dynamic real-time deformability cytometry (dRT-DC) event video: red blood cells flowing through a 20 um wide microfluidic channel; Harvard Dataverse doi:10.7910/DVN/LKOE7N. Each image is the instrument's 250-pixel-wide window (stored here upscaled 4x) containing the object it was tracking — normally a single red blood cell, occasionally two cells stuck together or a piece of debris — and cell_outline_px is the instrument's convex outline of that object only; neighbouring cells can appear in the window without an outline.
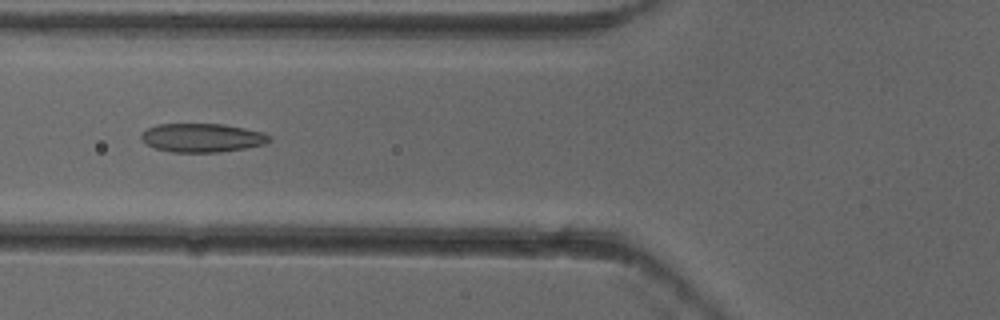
{"species": "common noctule bat (a hibernating species)", "species_latin": "Nyctalus noctula", "temperature_condition": "cold", "stored_images_in_passage": 6, "camera_frame_rate_fps": 3000, "um_per_image_px": 0.085, "animal": {"sex": "female"}, "frame": {"image": 1, "passage_image": 6, "time_ms": 1.667, "image_size_px": [1000, 320], "cell_outline_px": [[272, 140], [264, 144], [244, 148], [220, 152], [172, 152], [156, 148], [140, 140], [140, 132], [156, 124], [224, 124], [264, 132], [272, 136]], "centroid_in_image_um": [17.18, 11.7], "position_along_channel_um": 108.6, "area_um2": 21.56}}